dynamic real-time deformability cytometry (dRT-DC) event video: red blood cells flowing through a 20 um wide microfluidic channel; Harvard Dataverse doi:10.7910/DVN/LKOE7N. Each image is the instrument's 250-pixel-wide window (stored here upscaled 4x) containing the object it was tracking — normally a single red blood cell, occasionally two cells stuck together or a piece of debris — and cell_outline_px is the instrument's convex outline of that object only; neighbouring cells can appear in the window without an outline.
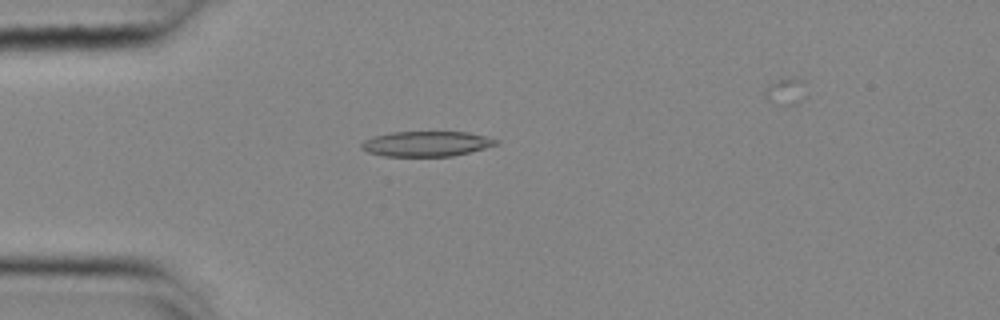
{"species": "common noctule bat (a hibernating species)", "species_latin": "Nyctalus noctula", "temperature_condition": "cold", "stored_images_in_passage": 50, "camera_frame_rate_fps": 3000, "um_per_image_px": 0.085, "animal": {"sex": "female", "body_mass_g": 25.1}, "frame": {"image": 1, "passage_image": 14, "time_ms": 4.333, "image_size_px": [1000, 320], "cell_outline_px": [[500, 144], [452, 156], [384, 156], [368, 152], [360, 148], [360, 144], [364, 140], [376, 136], [392, 132], [468, 132], [500, 140]], "centroid_in_image_um": [36.25, 12.22], "position_along_channel_um": 48.7, "area_um2": 19.65}}
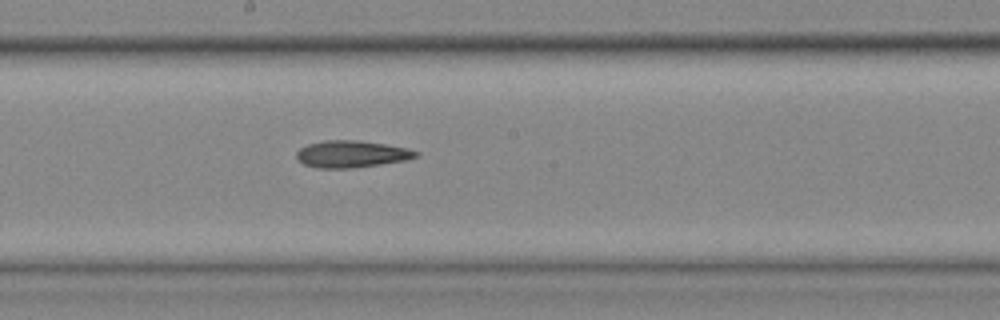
{"frame": {"image": 2, "passage_image": 29, "time_ms": 9.333, "image_size_px": [1000, 320], "cell_outline_px": [[420, 156], [404, 160], [380, 164], [352, 168], [316, 168], [304, 164], [296, 156], [296, 152], [300, 148], [308, 144], [324, 140], [360, 140], [408, 148], [420, 152]], "centroid_in_image_um": [29.89, 13.09], "position_along_channel_um": 218.3, "area_um2": 18.73}}
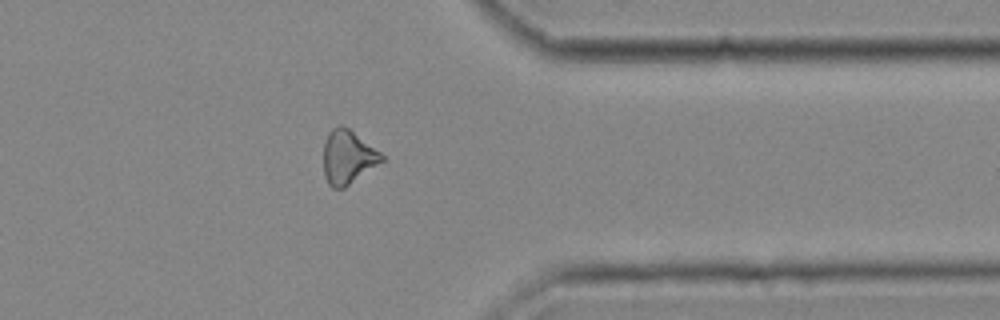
{"frame": {"image": 3, "passage_image": 43, "time_ms": 14.0, "image_size_px": [1000, 320], "cell_outline_px": [[384, 160], [344, 188], [332, 188], [328, 184], [324, 176], [324, 144], [328, 132], [332, 128], [348, 128], [380, 152], [384, 156]], "centroid_in_image_um": [29.55, 13.39], "position_along_channel_um": 381.9, "area_um2": 17.8}}